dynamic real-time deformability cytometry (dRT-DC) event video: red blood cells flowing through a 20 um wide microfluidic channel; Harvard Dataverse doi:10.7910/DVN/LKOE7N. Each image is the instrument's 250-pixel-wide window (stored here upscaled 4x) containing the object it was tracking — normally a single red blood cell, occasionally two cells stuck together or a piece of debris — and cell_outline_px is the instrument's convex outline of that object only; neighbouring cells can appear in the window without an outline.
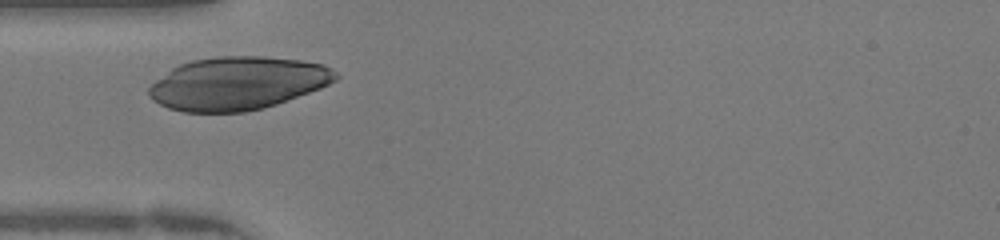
{"species": "human", "species_latin": "Homo sapiens", "temperature_condition": "warm", "stored_images_in_passage": 28, "camera_frame_rate_fps": 3000, "um_per_image_px": 0.085, "donor": {"sex": "female"}, "frame": {"image": 1, "passage_image": 4, "time_ms": 1.0, "image_size_px": [1000, 240], "cell_outline_px": [[340, 76], [336, 80], [320, 88], [276, 104], [244, 112], [184, 112], [168, 108], [160, 104], [148, 92], [148, 88], [156, 80], [172, 68], [180, 64], [192, 60], [220, 56], [264, 56], [300, 60], [324, 64], [332, 68]], "centroid_in_image_um": [20.22, 7.07], "position_along_channel_um": 64.8, "area_um2": 57.4}}
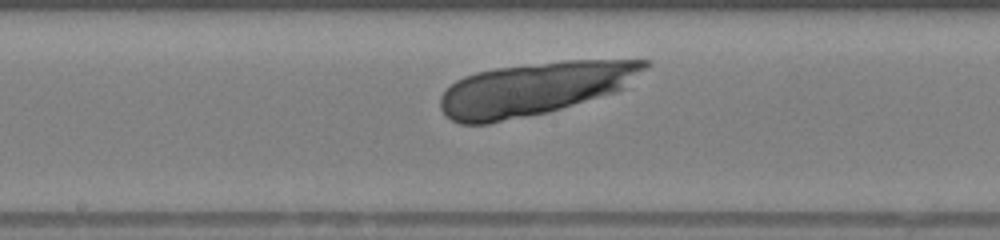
{"frame": {"image": 2, "passage_image": 14, "time_ms": 4.333, "image_size_px": [1000, 240], "cell_outline_px": [[652, 64], [624, 88], [616, 92], [548, 112], [488, 124], [460, 124], [452, 120], [440, 108], [440, 96], [456, 80], [464, 76], [476, 72], [496, 68], [564, 60], [648, 60]], "centroid_in_image_um": [45.45, 7.54], "position_along_channel_um": 202.8, "area_um2": 63.0}}
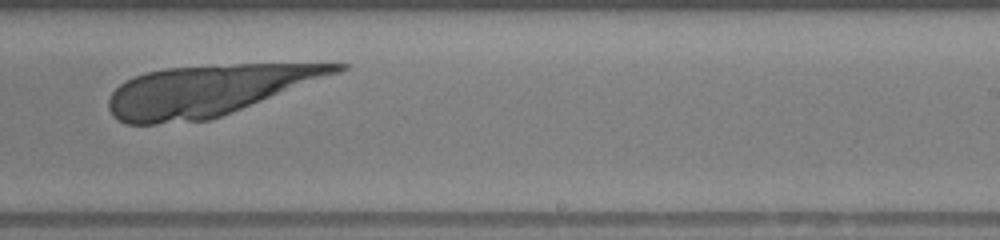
{"frame": {"image": 3, "passage_image": 19, "time_ms": 6.0, "image_size_px": [1000, 240], "cell_outline_px": [[348, 68], [340, 72], [220, 116], [208, 120], [156, 124], [128, 124], [112, 116], [108, 108], [108, 100], [112, 92], [120, 84], [136, 76], [148, 72], [164, 68], [236, 64], [348, 64]], "centroid_in_image_um": [17.64, 7.68], "position_along_channel_um": 271.4, "area_um2": 66.07}}